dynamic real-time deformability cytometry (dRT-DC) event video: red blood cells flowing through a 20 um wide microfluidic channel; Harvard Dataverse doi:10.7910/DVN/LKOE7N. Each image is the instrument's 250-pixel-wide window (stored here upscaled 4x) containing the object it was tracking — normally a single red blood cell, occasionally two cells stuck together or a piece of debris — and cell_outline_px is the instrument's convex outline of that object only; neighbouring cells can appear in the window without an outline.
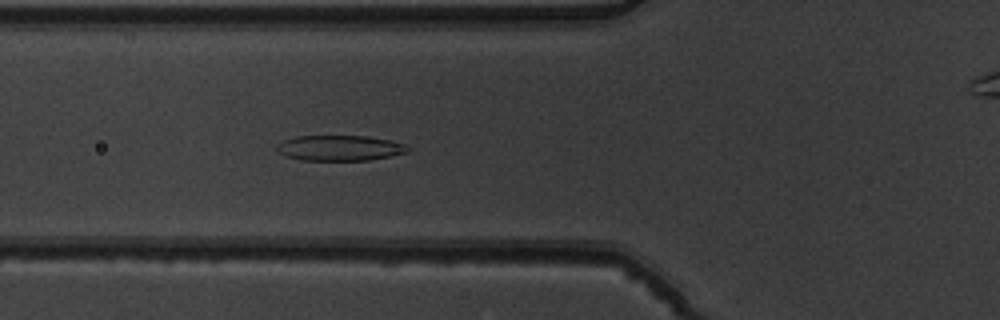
{"species": "common noctule bat (a hibernating species)", "species_latin": "Nyctalus noctula", "temperature_condition": "warm", "stored_images_in_passage": 54, "camera_frame_rate_fps": 3000, "um_per_image_px": 0.085, "animal": {"sex": "male", "body_mass_g": 19.5, "forearm_length_mm": 54.6}, "frame": {"image": 1, "passage_image": 20, "time_ms": 6.333, "image_size_px": [1000, 320], "cell_outline_px": [[412, 148], [408, 152], [392, 156], [368, 160], [300, 160], [284, 156], [276, 148], [276, 144], [284, 140], [296, 136], [368, 136], [392, 140], [404, 144]], "centroid_in_image_um": [28.9, 12.58], "position_along_channel_um": 96.9, "area_um2": 19.59}}
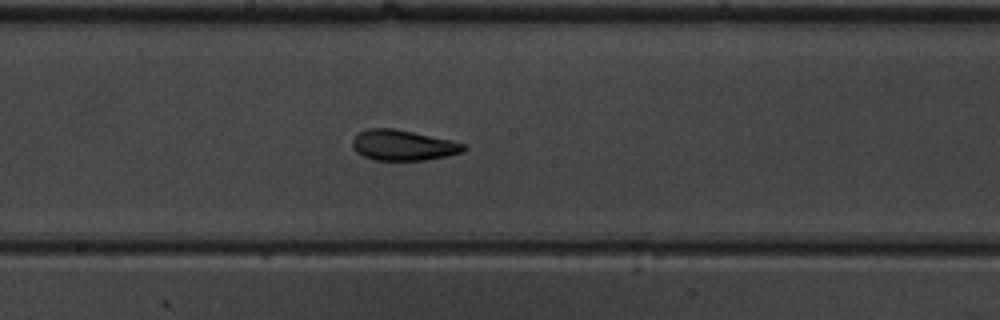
{"frame": {"image": 2, "passage_image": 29, "time_ms": 9.333, "image_size_px": [1000, 320], "cell_outline_px": [[468, 148], [460, 152], [448, 156], [424, 160], [372, 160], [356, 152], [352, 148], [352, 140], [360, 132], [368, 128], [396, 128], [452, 140], [464, 144]], "centroid_in_image_um": [34.25, 12.34], "position_along_channel_um": 213.9, "area_um2": 19.88}}
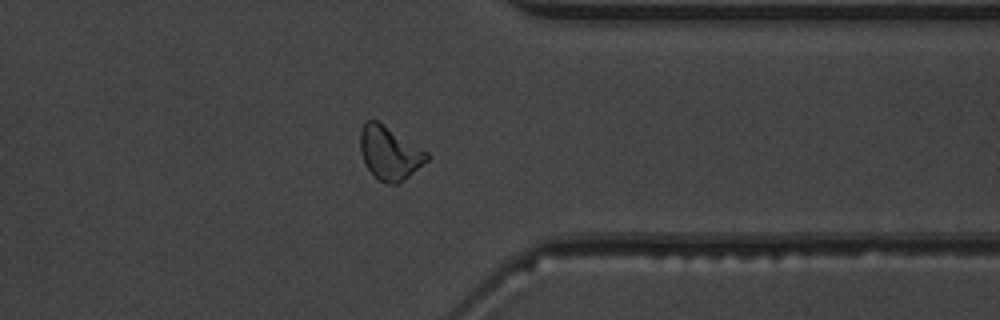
{"frame": {"image": 3, "passage_image": 42, "time_ms": 13.667, "image_size_px": [1000, 320], "cell_outline_px": [[428, 160], [408, 176], [396, 184], [392, 184], [380, 180], [364, 164], [360, 152], [360, 132], [364, 124], [368, 120], [376, 120], [428, 152]], "centroid_in_image_um": [33.09, 13.0], "position_along_channel_um": 378.3, "area_um2": 20.17}, "authors_computed_cell_mechanics": {"area_um2": 20.3456, "velocity_mm_per_s": 3.8923, "shape_relaxation_time_tau1_ms": 4.2542, "shape_relaxation_time_tau2_ms": 1.7167, "deformation_change_tau1": 0.1693, "deformation_change_tau2": 0.0932}}